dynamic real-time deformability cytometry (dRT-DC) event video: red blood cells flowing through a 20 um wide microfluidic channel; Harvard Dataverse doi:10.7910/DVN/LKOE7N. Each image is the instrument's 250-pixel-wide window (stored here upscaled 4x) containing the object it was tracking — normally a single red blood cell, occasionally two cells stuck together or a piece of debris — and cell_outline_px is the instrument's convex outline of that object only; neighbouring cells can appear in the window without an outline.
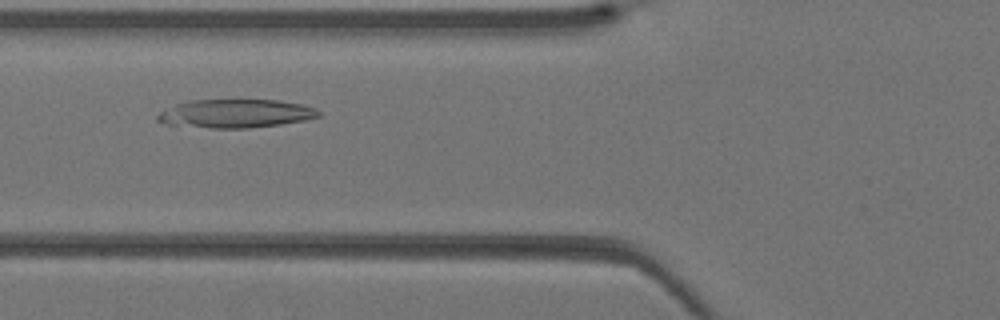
{"species": "Egyptian fruit bat (a non-hibernating species)", "species_latin": "Rousettus aegyptiacus", "temperature_condition": "warm", "stored_images_in_passage": 33, "camera_frame_rate_fps": 3000, "um_per_image_px": 0.085, "animal": {"sex": "female"}, "frame": {"image": 1, "passage_image": 8, "time_ms": 2.333, "image_size_px": [1000, 320], "cell_outline_px": [[320, 116], [304, 120], [280, 124], [248, 128], [208, 128], [168, 124], [156, 120], [156, 116], [164, 108], [188, 100], [280, 100], [304, 104], [316, 108], [320, 112]], "centroid_in_image_um": [20.02, 9.64], "position_along_channel_um": 105.8, "area_um2": 26.88}}
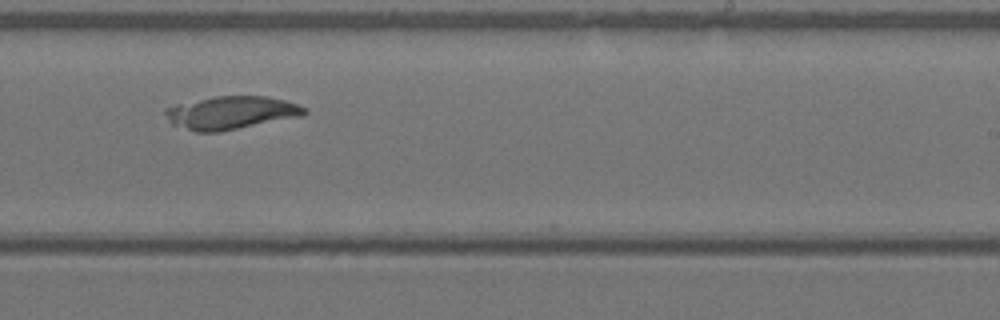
{"frame": {"image": 2, "passage_image": 18, "time_ms": 5.667, "image_size_px": [1000, 320], "cell_outline_px": [[308, 112], [304, 116], [220, 132], [196, 132], [172, 124], [168, 120], [164, 112], [164, 108], [176, 104], [216, 96], [268, 96], [284, 100], [308, 108]], "centroid_in_image_um": [19.67, 9.59], "position_along_channel_um": 269.3, "area_um2": 26.99}}
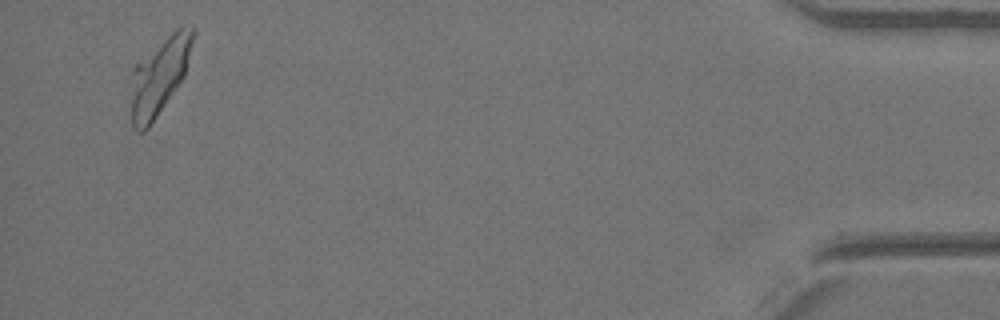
{"frame": {"image": 3, "passage_image": 32, "time_ms": 10.333, "image_size_px": [1000, 320], "cell_outline_px": [[196, 28], [184, 76], [176, 88], [148, 128], [144, 132], [136, 132], [132, 128], [132, 68], [136, 64], [176, 28], [192, 24]], "centroid_in_image_um": [13.56, 6.46], "position_along_channel_um": 421.6, "area_um2": 27.28}}